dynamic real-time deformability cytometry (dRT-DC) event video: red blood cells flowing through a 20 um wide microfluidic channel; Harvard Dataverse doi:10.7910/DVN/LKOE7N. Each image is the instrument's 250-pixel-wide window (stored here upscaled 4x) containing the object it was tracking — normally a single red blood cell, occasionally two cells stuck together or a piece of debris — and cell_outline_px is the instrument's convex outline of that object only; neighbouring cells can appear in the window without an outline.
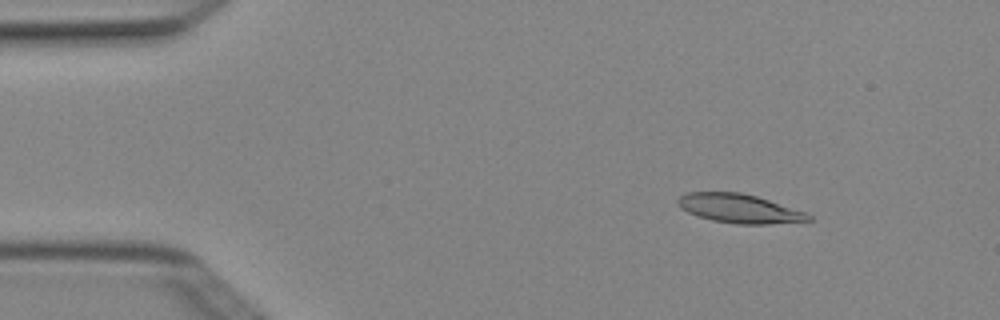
{"species": "Egyptian fruit bat (a non-hibernating species)", "species_latin": "Rousettus aegyptiacus", "temperature_condition": "cold", "stored_images_in_passage": 5, "camera_frame_rate_fps": 3000, "um_per_image_px": 0.085, "animal": {"sex": "female"}, "frame": {"image": 1, "passage_image": 3, "time_ms": 0.667, "image_size_px": [1000, 320], "cell_outline_px": [[812, 220], [768, 224], [736, 224], [712, 220], [688, 212], [680, 208], [676, 204], [676, 200], [680, 196], [688, 192], [740, 192], [756, 196], [808, 212], [812, 216]], "centroid_in_image_um": [62.85, 17.72], "position_along_channel_um": 22.1, "area_um2": 22.08}}